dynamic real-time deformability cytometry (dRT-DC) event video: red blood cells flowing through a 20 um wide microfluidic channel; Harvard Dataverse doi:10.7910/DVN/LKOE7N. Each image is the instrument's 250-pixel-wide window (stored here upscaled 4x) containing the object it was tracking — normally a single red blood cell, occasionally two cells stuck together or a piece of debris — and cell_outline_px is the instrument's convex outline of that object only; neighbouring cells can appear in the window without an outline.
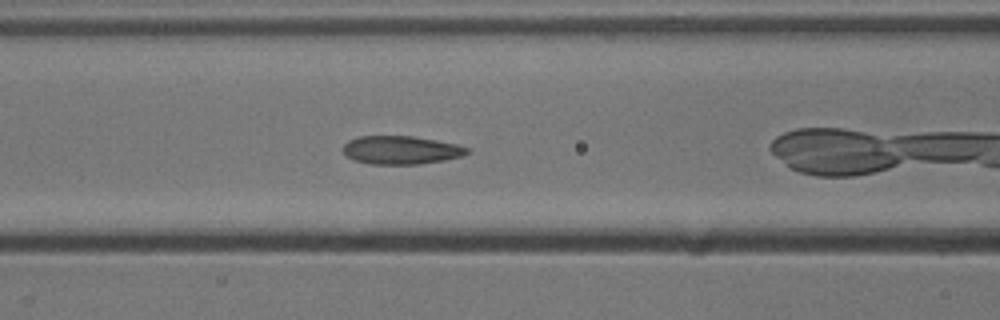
{"species": "common noctule bat (a hibernating species)", "species_latin": "Nyctalus noctula", "temperature_condition": "cold", "stored_images_in_passage": 35, "camera_frame_rate_fps": 3000, "um_per_image_px": 0.085, "animal": {"sex": "male", "body_mass_g": 13.3}, "frame": {"image": 1, "passage_image": 7, "time_ms": 2.0, "image_size_px": [1000, 320], "cell_outline_px": [[472, 152], [464, 156], [444, 160], [420, 164], [368, 164], [352, 160], [344, 152], [344, 144], [348, 140], [360, 136], [412, 136], [436, 140], [456, 144], [468, 148]], "centroid_in_image_um": [34.11, 12.76], "position_along_channel_um": 132.5, "area_um2": 20.58}}
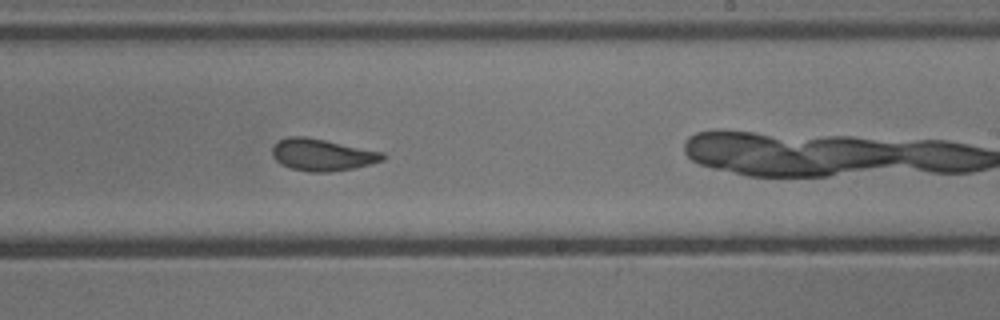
{"frame": {"image": 2, "passage_image": 17, "time_ms": 5.333, "image_size_px": [1000, 320], "cell_outline_px": [[384, 160], [352, 168], [328, 172], [308, 172], [292, 168], [280, 164], [272, 156], [272, 148], [280, 140], [288, 136], [304, 136], [384, 152]], "centroid_in_image_um": [27.36, 13.16], "position_along_channel_um": 261.6, "area_um2": 20.29}}
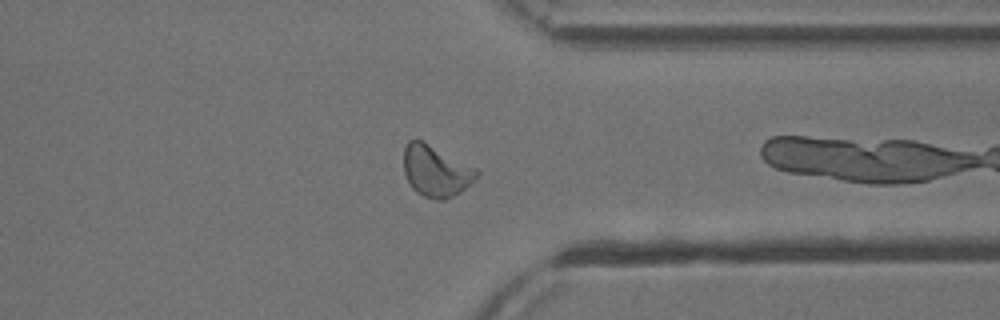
{"frame": {"image": 3, "passage_image": 26, "time_ms": 8.333, "image_size_px": [1000, 320], "cell_outline_px": [[480, 172], [460, 192], [444, 200], [436, 200], [424, 196], [416, 192], [412, 188], [404, 172], [404, 148], [408, 140], [420, 140], [476, 168]], "centroid_in_image_um": [37.01, 14.55], "position_along_channel_um": 374.4, "area_um2": 21.27}, "authors_computed_cell_mechanics": {"area_um2": 20.5768, "velocity_mm_per_s": 3.8658, "shape_relaxation_time_tau1_ms": 4.0133, "shape_relaxation_time_tau2_ms": 1.2011, "deformation_change_tau1": 0.1095, "deformation_change_tau2": 0.0436}}